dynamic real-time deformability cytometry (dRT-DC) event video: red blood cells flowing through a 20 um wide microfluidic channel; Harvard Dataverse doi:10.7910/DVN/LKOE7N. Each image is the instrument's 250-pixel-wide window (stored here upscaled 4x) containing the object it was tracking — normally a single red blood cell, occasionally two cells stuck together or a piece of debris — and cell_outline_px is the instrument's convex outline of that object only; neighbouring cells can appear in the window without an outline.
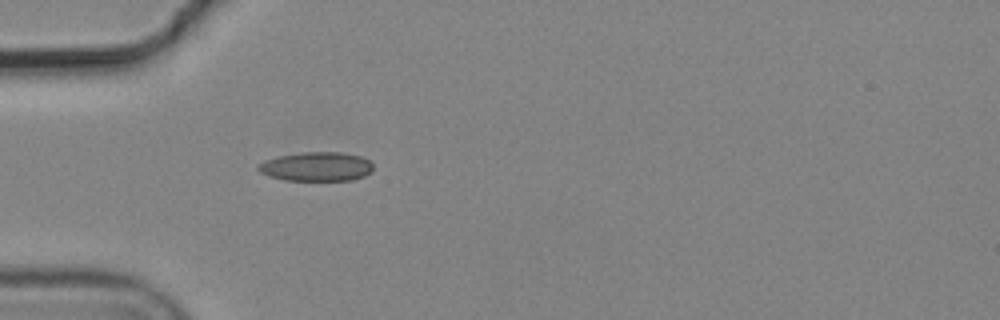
{"species": "common noctule bat (a hibernating species)", "species_latin": "Nyctalus noctula", "temperature_condition": "cold", "stored_images_in_passage": 1, "camera_frame_rate_fps": 3000, "um_per_image_px": 0.085, "animal": {"sex": "male", "body_mass_g": 19.2, "forearm_length_mm": 51.8}, "frame": {"image": 1, "passage_image": 1, "time_ms": 0.0, "image_size_px": [1000, 320], "cell_outline_px": [[372, 172], [364, 176], [352, 180], [284, 180], [268, 176], [260, 172], [256, 168], [264, 160], [280, 156], [304, 152], [340, 152], [360, 156], [368, 160], [372, 164]], "centroid_in_image_um": [26.9, 14.16], "position_along_channel_um": 58.1, "area_um2": 19.42}}